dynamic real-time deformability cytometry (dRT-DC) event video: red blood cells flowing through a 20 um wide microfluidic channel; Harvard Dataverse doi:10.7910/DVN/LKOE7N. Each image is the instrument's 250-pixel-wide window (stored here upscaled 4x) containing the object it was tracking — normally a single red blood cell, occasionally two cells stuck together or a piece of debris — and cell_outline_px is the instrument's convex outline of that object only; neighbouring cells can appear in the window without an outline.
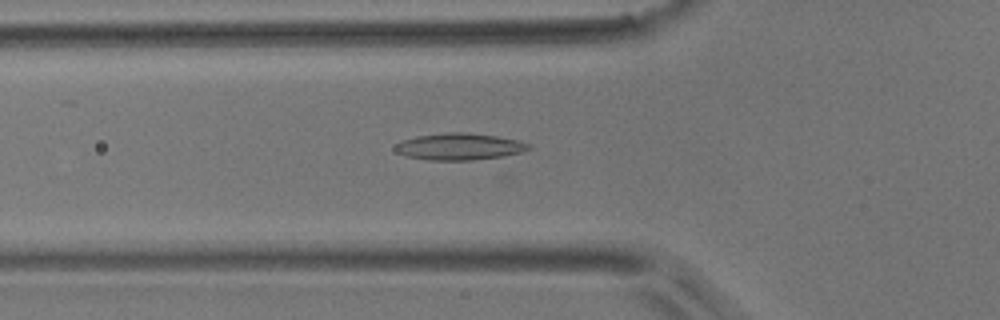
{"species": "common noctule bat (a hibernating species)", "species_latin": "Nyctalus noctula", "temperature_condition": "room temperature", "stored_images_in_passage": 13, "camera_frame_rate_fps": 3000, "um_per_image_px": 0.085, "animal": {"sex": "male", "body_mass_g": 17.9}, "frame": {"image": 1, "passage_image": 5, "time_ms": 1.333, "image_size_px": [1000, 320], "cell_outline_px": [[532, 148], [520, 152], [504, 156], [472, 160], [428, 160], [408, 156], [396, 152], [396, 144], [400, 140], [416, 136], [448, 132], [468, 132], [496, 136], [520, 140], [528, 144]], "centroid_in_image_um": [39.04, 12.45], "position_along_channel_um": 86.8, "area_um2": 20.81}}
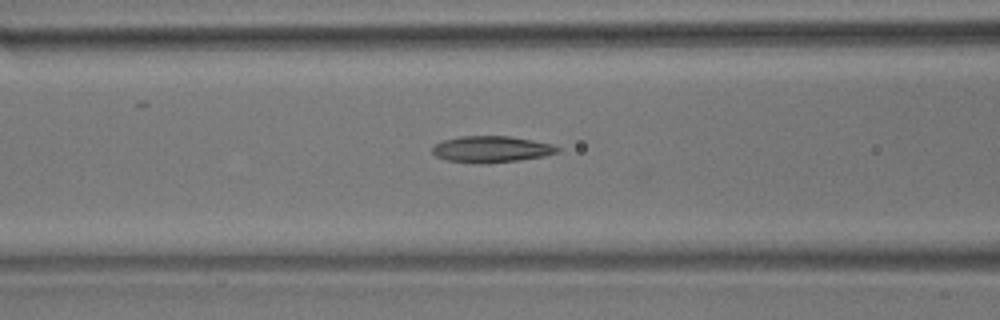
{"frame": {"image": 2, "passage_image": 8, "time_ms": 2.333, "image_size_px": [1000, 320], "cell_outline_px": [[560, 152], [544, 156], [520, 160], [448, 160], [436, 156], [432, 152], [432, 148], [440, 140], [460, 136], [508, 136], [532, 140], [552, 144], [560, 148]], "centroid_in_image_um": [41.81, 12.62], "position_along_channel_um": 124.8, "area_um2": 18.26}}
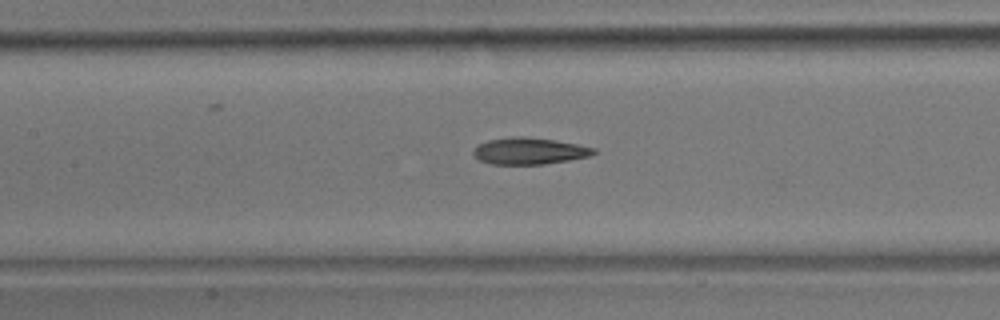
{"frame": {"image": 3, "passage_image": 11, "time_ms": 3.333, "image_size_px": [1000, 320], "cell_outline_px": [[596, 152], [588, 156], [568, 160], [544, 164], [492, 164], [480, 160], [472, 156], [472, 148], [476, 144], [488, 140], [512, 136], [524, 136], [552, 140], [576, 144], [596, 148]], "centroid_in_image_um": [44.9, 12.83], "position_along_channel_um": 162.5, "area_um2": 18.73}}